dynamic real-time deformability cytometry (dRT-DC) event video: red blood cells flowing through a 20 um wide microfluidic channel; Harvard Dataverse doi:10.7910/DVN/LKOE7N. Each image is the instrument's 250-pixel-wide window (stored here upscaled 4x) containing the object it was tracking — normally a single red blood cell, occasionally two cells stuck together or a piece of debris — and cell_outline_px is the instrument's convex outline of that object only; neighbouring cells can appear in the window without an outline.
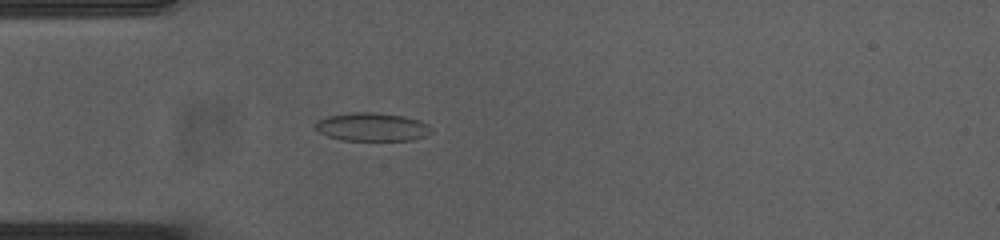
{"species": "common noctule bat (a hibernating species)", "species_latin": "Nyctalus noctula", "temperature_condition": "cold", "stored_images_in_passage": 42, "camera_frame_rate_fps": 3000, "um_per_image_px": 0.085, "animal": {"sex": "female", "body_mass_g": 23.0, "forearm_length_mm": 53.4}, "frame": {"image": 1, "passage_image": 1, "time_ms": 0.0, "image_size_px": [1000, 240], "cell_outline_px": [[432, 132], [424, 136], [408, 140], [344, 140], [328, 136], [320, 132], [316, 128], [316, 124], [320, 120], [328, 116], [360, 112], [400, 116], [420, 120], [428, 124], [432, 128]], "centroid_in_image_um": [31.66, 10.81], "position_along_channel_um": 53.3, "area_um2": 18.5}}
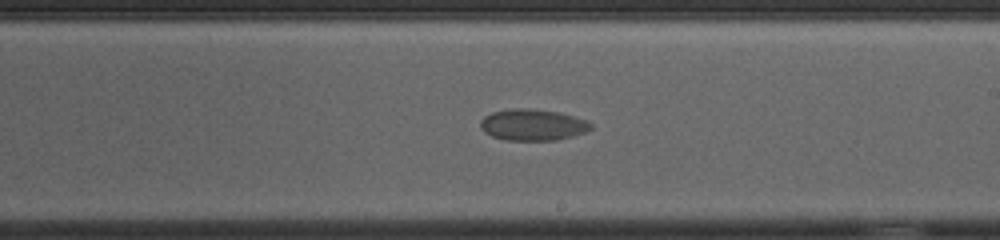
{"frame": {"image": 2, "passage_image": 18, "time_ms": 5.667, "image_size_px": [1000, 240], "cell_outline_px": [[592, 128], [584, 132], [572, 136], [556, 140], [508, 140], [492, 136], [484, 132], [480, 128], [480, 120], [484, 116], [492, 112], [516, 108], [520, 108], [556, 112], [588, 120], [592, 124]], "centroid_in_image_um": [45.26, 10.62], "position_along_channel_um": 243.7, "area_um2": 19.94}}
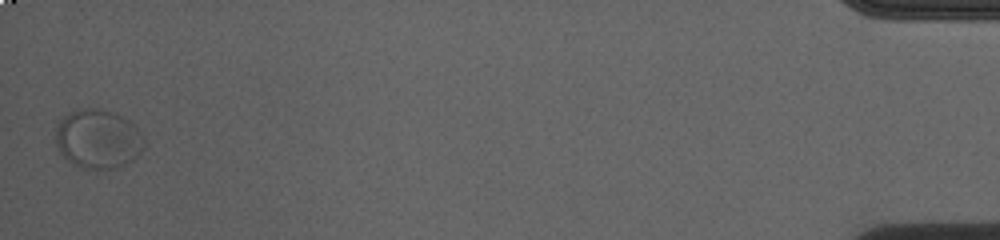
{"frame": {"image": 3, "passage_image": 42, "time_ms": 13.667, "image_size_px": [1000, 240], "cell_outline_px": [[144, 140], [140, 152], [132, 160], [124, 164], [112, 168], [96, 168], [76, 164], [68, 160], [60, 152], [56, 144], [56, 132], [64, 116], [80, 108], [88, 108], [108, 112], [120, 116], [128, 120], [132, 124]], "centroid_in_image_um": [8.31, 11.81], "position_along_channel_um": 426.9, "area_um2": 29.13}}